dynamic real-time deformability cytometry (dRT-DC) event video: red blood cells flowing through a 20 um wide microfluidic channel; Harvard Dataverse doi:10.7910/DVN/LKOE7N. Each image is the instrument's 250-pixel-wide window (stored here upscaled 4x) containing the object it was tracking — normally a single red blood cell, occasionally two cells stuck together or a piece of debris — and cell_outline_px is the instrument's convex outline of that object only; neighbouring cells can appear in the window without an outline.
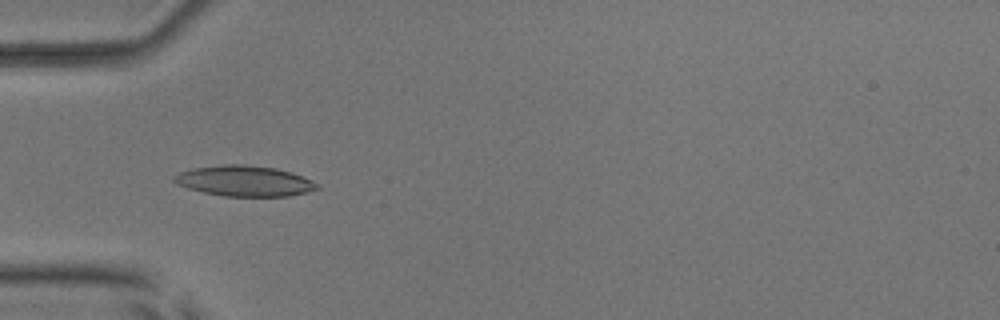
{"species": "common noctule bat (a hibernating species)", "species_latin": "Nyctalus noctula", "temperature_condition": "room temperature", "stored_images_in_passage": 45, "camera_frame_rate_fps": 3000, "um_per_image_px": 0.085, "animal": {"sex": "male", "body_mass_g": 17.9, "forearm_length_mm": 54.2}, "frame": {"image": 1, "passage_image": 8, "time_ms": 2.333, "image_size_px": [1000, 320], "cell_outline_px": [[320, 188], [308, 192], [288, 196], [224, 196], [204, 192], [188, 188], [172, 180], [172, 176], [180, 172], [192, 168], [220, 164], [244, 164], [276, 168], [292, 172], [304, 176], [320, 184]], "centroid_in_image_um": [20.82, 15.37], "position_along_channel_um": 64.2, "area_um2": 25.66}}
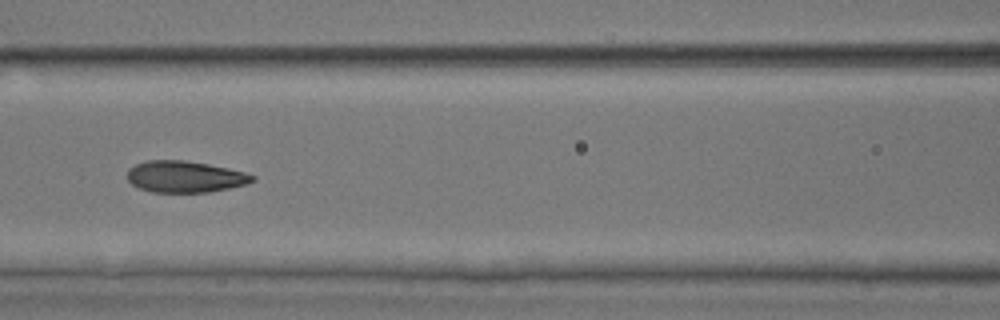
{"frame": {"image": 2, "passage_image": 15, "time_ms": 4.667, "image_size_px": [1000, 320], "cell_outline_px": [[256, 180], [248, 184], [208, 192], [152, 192], [140, 188], [132, 184], [128, 180], [128, 168], [136, 164], [148, 160], [184, 160], [208, 164], [228, 168], [244, 172], [256, 176]], "centroid_in_image_um": [15.74, 15.02], "position_along_channel_um": 150.9, "area_um2": 22.95}}
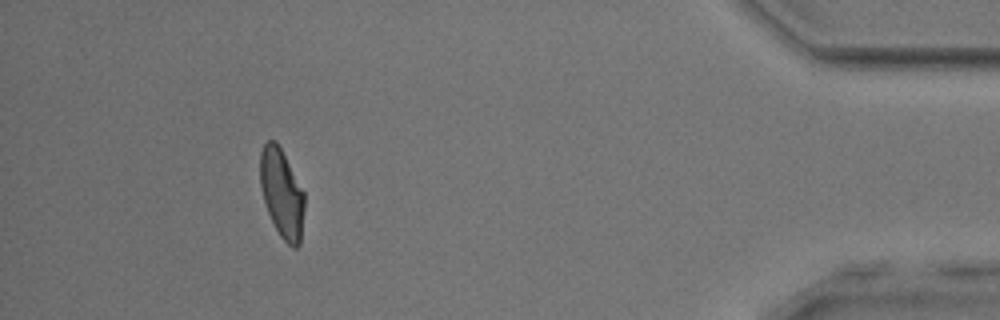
{"frame": {"image": 3, "passage_image": 40, "time_ms": 13.0, "image_size_px": [1000, 320], "cell_outline_px": [[304, 208], [300, 244], [296, 248], [292, 248], [280, 236], [268, 212], [264, 200], [260, 184], [260, 152], [264, 144], [268, 140], [276, 140], [304, 192]], "centroid_in_image_um": [23.95, 16.44], "position_along_channel_um": 411.2, "area_um2": 22.66}}